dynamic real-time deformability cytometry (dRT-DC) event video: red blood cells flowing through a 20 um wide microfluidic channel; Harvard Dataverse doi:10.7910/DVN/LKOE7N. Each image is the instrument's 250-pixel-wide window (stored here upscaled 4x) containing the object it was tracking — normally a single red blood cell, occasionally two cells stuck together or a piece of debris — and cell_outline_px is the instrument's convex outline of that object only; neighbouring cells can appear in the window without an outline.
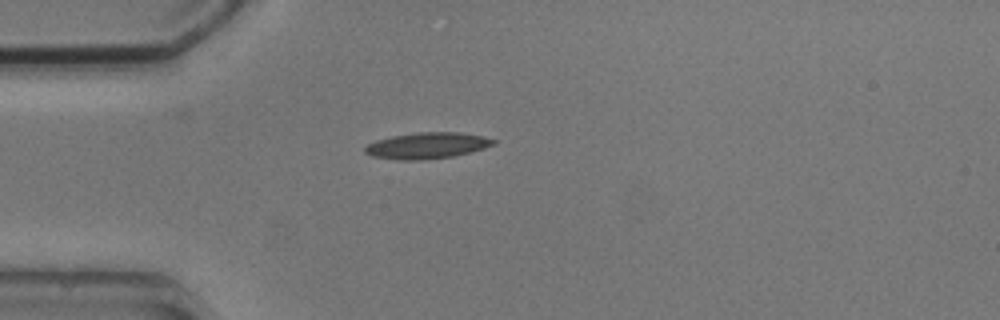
{"species": "common noctule bat (a hibernating species)", "species_latin": "Nyctalus noctula", "temperature_condition": "cold", "stored_images_in_passage": 1, "camera_frame_rate_fps": 3000, "um_per_image_px": 0.085, "animal": {"sex": "male", "body_mass_g": 20.5, "forearm_length_mm": 52.5}, "frame": {"image": 1, "passage_image": 1, "time_ms": 0.0, "image_size_px": [1000, 320], "cell_outline_px": [[496, 144], [484, 148], [452, 156], [424, 160], [396, 160], [372, 156], [364, 152], [364, 148], [368, 144], [376, 140], [392, 136], [416, 132], [460, 132], [484, 136], [496, 140]], "centroid_in_image_um": [36.29, 12.37], "position_along_channel_um": 48.7, "area_um2": 19.65}}